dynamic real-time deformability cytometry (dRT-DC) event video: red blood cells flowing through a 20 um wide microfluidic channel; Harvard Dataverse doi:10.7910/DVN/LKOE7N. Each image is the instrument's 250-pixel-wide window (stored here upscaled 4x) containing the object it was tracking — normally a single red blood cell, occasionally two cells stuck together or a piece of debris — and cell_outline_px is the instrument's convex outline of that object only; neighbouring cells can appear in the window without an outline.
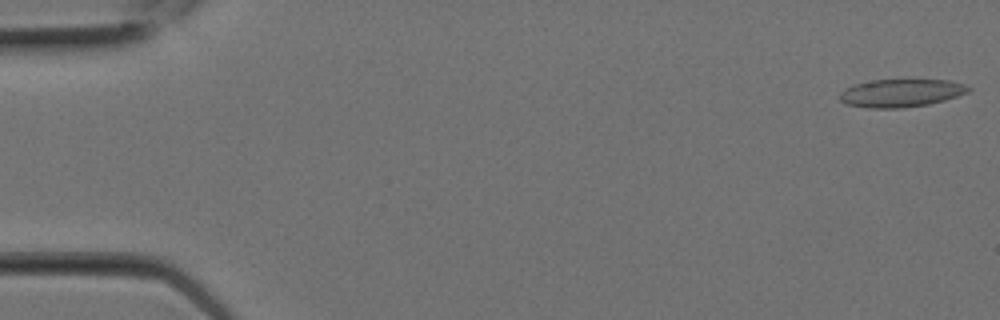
{"species": "Egyptian fruit bat (a non-hibernating species)", "species_latin": "Rousettus aegyptiacus", "temperature_condition": "room temperature", "stored_images_in_passage": 7, "camera_frame_rate_fps": 3000, "um_per_image_px": 0.085, "animal": {"sex": "female"}, "frame": {"image": 1, "passage_image": 1, "time_ms": 0.0, "image_size_px": [1000, 320], "cell_outline_px": [[972, 88], [968, 92], [944, 100], [928, 104], [900, 108], [868, 108], [844, 104], [840, 100], [840, 92], [844, 88], [856, 84], [872, 80], [948, 80], [964, 84]], "centroid_in_image_um": [76.55, 7.91], "position_along_channel_um": 8.4, "area_um2": 20.87}}
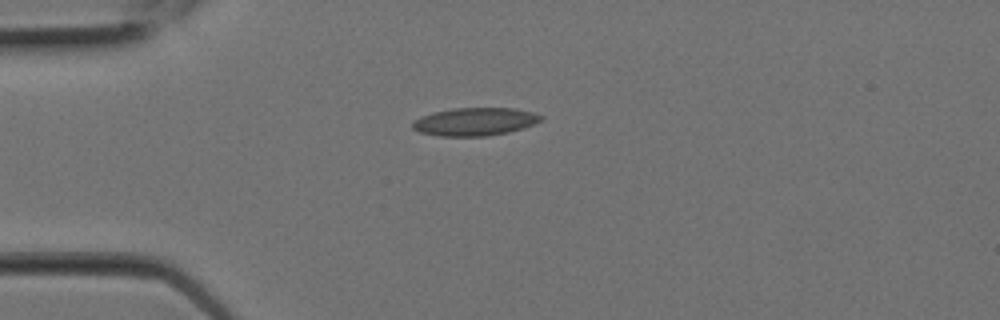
{"frame": {"image": 2, "passage_image": 6, "time_ms": 1.667, "image_size_px": [1000, 320], "cell_outline_px": [[544, 120], [536, 124], [524, 128], [508, 132], [488, 136], [440, 136], [420, 132], [412, 128], [412, 120], [420, 116], [432, 112], [456, 108], [516, 108], [532, 112], [544, 116]], "centroid_in_image_um": [40.39, 10.34], "position_along_channel_um": 44.6, "area_um2": 21.21}}